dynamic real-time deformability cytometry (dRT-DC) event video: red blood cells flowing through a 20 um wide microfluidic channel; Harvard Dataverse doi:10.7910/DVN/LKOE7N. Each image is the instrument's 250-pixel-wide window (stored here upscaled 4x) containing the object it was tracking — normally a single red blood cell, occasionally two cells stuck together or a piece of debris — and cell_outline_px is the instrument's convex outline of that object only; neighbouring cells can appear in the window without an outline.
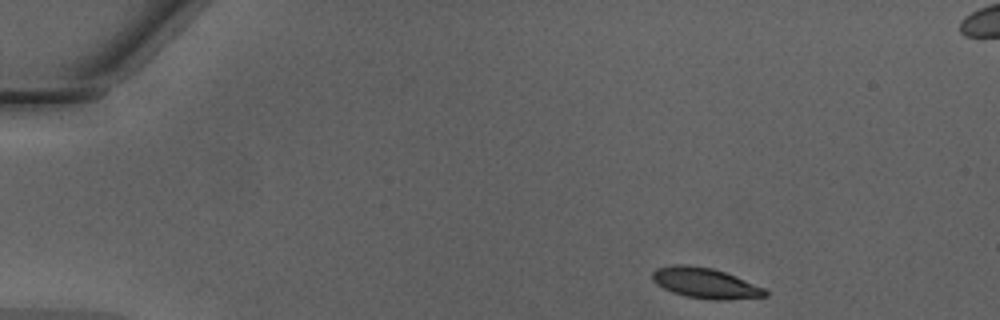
{"species": "Egyptian fruit bat (a non-hibernating species)", "species_latin": "Rousettus aegyptiacus", "temperature_condition": "warm", "stored_images_in_passage": 38, "camera_frame_rate_fps": 3000, "um_per_image_px": 0.085, "animal": {"sex": "male"}, "frame": {"image": 1, "passage_image": 1, "time_ms": 0.0, "image_size_px": [1000, 320], "cell_outline_px": [[768, 296], [724, 300], [712, 300], [688, 296], [672, 292], [656, 284], [652, 280], [652, 272], [656, 268], [672, 264], [680, 264], [712, 268], [724, 272], [764, 288], [768, 292]], "centroid_in_image_um": [59.92, 24.06], "position_along_channel_um": 25.1, "area_um2": 19.83}}
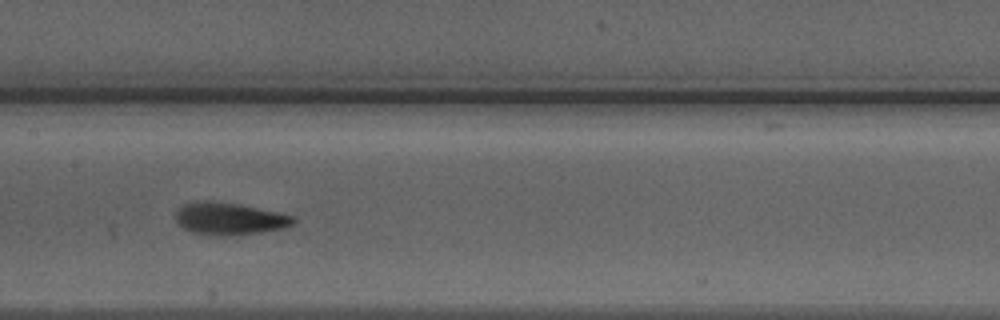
{"frame": {"image": 2, "passage_image": 19, "time_ms": 6.0, "image_size_px": [1000, 320], "cell_outline_px": [[296, 220], [292, 224], [284, 228], [260, 232], [224, 236], [208, 236], [192, 232], [184, 228], [176, 220], [176, 212], [184, 204], [196, 200], [204, 200], [240, 204], [276, 212], [292, 216]], "centroid_in_image_um": [19.46, 18.59], "position_along_channel_um": 187.9, "area_um2": 22.02}}
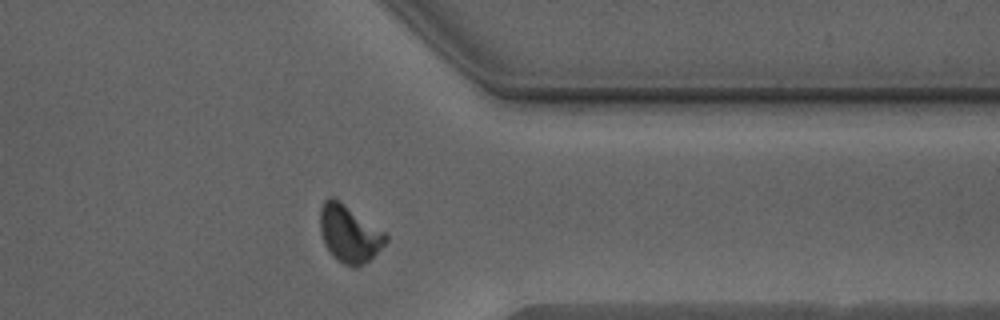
{"frame": {"image": 3, "passage_image": 33, "time_ms": 10.667, "image_size_px": [1000, 320], "cell_outline_px": [[388, 240], [368, 260], [356, 268], [352, 268], [336, 260], [324, 244], [320, 232], [320, 208], [324, 200], [328, 196], [332, 196], [340, 200], [384, 232], [388, 236]], "centroid_in_image_um": [29.64, 19.85], "position_along_channel_um": 381.8, "area_um2": 21.85}, "authors_computed_cell_mechanics": {"area_um2": 21.1837, "velocity_mm_per_s": 4.2705, "shape_relaxation_time_tau1_ms": 3.4339, "shape_relaxation_time_tau2_ms": 2.0724, "deformation_change_tau1": 0.1465, "deformation_change_tau2": 0.0805}}